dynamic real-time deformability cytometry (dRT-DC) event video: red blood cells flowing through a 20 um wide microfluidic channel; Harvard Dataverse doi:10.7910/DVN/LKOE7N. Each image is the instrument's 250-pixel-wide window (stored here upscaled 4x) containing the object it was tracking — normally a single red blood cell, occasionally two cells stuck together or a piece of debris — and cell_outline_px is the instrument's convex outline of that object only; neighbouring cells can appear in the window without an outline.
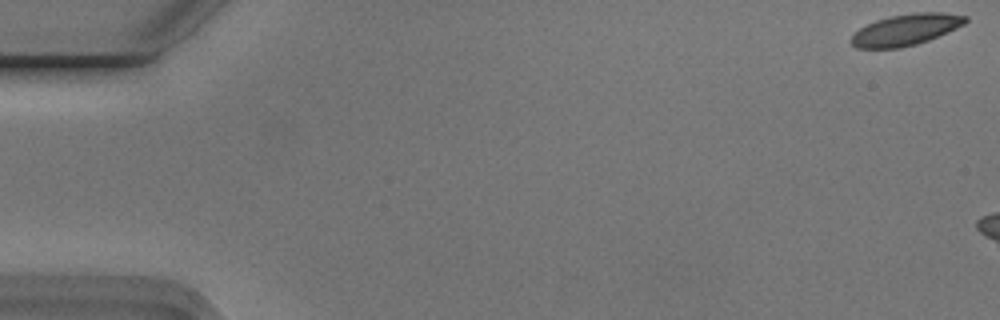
{"species": "Egyptian fruit bat (a non-hibernating species)", "species_latin": "Rousettus aegyptiacus", "temperature_condition": "cold", "stored_images_in_passage": 9, "camera_frame_rate_fps": 3000, "um_per_image_px": 0.085, "animal": {"sex": "male"}, "frame": {"image": 1, "passage_image": 1, "time_ms": 0.0, "image_size_px": [1000, 320], "cell_outline_px": [[968, 20], [964, 24], [956, 28], [928, 40], [916, 44], [900, 48], [856, 48], [848, 40], [860, 28], [876, 20], [888, 16], [912, 12], [944, 12], [968, 16]], "centroid_in_image_um": [76.99, 2.51], "position_along_channel_um": 8.0, "area_um2": 20.87}}